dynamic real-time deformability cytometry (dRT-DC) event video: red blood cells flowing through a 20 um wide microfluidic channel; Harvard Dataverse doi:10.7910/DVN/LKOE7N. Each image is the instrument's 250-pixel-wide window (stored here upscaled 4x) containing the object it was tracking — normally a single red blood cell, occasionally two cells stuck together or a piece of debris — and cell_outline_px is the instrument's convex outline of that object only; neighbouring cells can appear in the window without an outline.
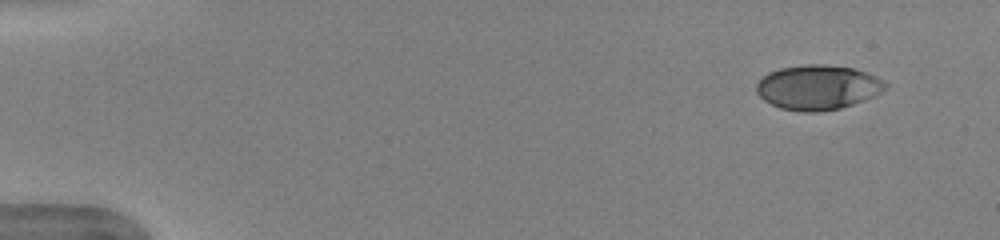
{"species": "human", "species_latin": "Homo sapiens", "temperature_condition": "warm", "stored_images_in_passage": 47, "camera_frame_rate_fps": 3000, "um_per_image_px": 0.085, "donor": {"sex": "female"}, "frame": {"image": 1, "passage_image": 1, "time_ms": 0.0, "image_size_px": [1000, 240], "cell_outline_px": [[888, 88], [872, 96], [852, 104], [840, 108], [816, 112], [804, 112], [780, 108], [764, 100], [756, 92], [756, 84], [768, 72], [780, 68], [804, 64], [824, 64], [852, 68], [876, 76], [884, 80], [888, 84]], "centroid_in_image_um": [69.5, 7.42], "position_along_channel_um": 15.5, "area_um2": 33.47}}
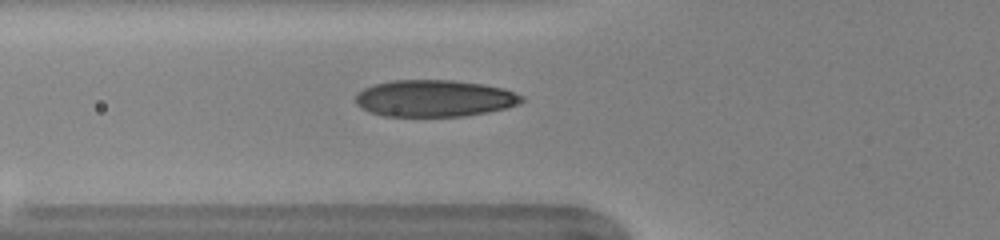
{"frame": {"image": 2, "passage_image": 16, "time_ms": 5.0, "image_size_px": [1000, 240], "cell_outline_px": [[524, 100], [520, 104], [488, 112], [464, 116], [384, 116], [360, 108], [356, 104], [356, 96], [364, 88], [376, 84], [392, 80], [452, 80], [484, 84], [504, 88], [524, 96]], "centroid_in_image_um": [36.96, 8.36], "position_along_channel_um": 88.8, "area_um2": 35.6}}
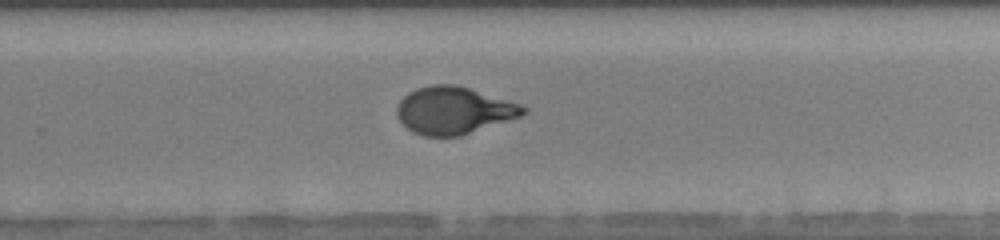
{"frame": {"image": 3, "passage_image": 31, "time_ms": 10.0, "image_size_px": [1000, 240], "cell_outline_px": [[528, 112], [520, 116], [460, 136], [424, 136], [412, 132], [396, 116], [396, 108], [400, 100], [408, 92], [416, 88], [432, 84], [456, 84], [520, 104], [528, 108]], "centroid_in_image_um": [38.54, 9.38], "position_along_channel_um": 291.3, "area_um2": 34.68}, "authors_computed_cell_mechanics": {"area_um2": 34.7956, "velocity_mm_per_s": 4.0298, "shape_relaxation_time_tau1_ms": 4.1719, "shape_relaxation_time_tau2_ms": null, "deformation_change_tau1": 0.197, "deformation_change_tau2": null}}